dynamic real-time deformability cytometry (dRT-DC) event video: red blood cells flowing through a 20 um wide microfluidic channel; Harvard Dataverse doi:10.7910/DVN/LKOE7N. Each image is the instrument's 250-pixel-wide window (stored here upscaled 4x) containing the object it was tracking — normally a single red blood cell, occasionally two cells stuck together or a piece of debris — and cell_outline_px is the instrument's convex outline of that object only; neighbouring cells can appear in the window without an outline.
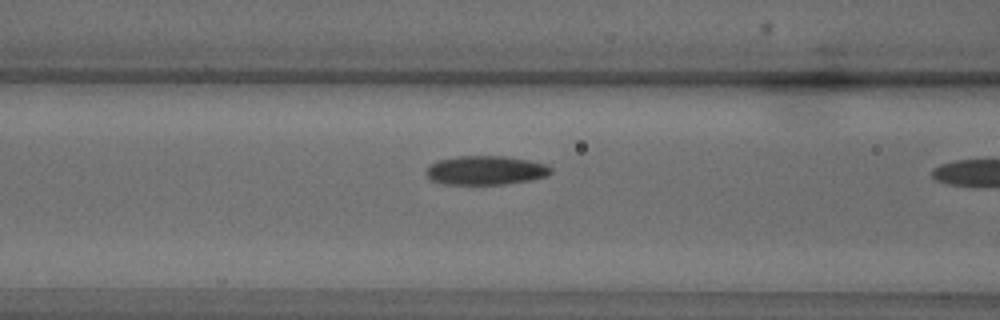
{"species": "common noctule bat (a hibernating species)", "species_latin": "Nyctalus noctula", "temperature_condition": "warm", "stored_images_in_passage": 11, "camera_frame_rate_fps": 3000, "um_per_image_px": 0.085, "animal": {"sex": "male", "body_mass_g": 18.8}, "frame": {"image": 1, "passage_image": 10, "time_ms": 3.0, "image_size_px": [1000, 320], "cell_outline_px": [[552, 172], [548, 176], [532, 180], [504, 184], [444, 184], [432, 180], [428, 176], [428, 164], [436, 160], [456, 156], [504, 156], [528, 160], [548, 164], [552, 168]], "centroid_in_image_um": [41.32, 14.47], "position_along_channel_um": 125.3, "area_um2": 21.21}}